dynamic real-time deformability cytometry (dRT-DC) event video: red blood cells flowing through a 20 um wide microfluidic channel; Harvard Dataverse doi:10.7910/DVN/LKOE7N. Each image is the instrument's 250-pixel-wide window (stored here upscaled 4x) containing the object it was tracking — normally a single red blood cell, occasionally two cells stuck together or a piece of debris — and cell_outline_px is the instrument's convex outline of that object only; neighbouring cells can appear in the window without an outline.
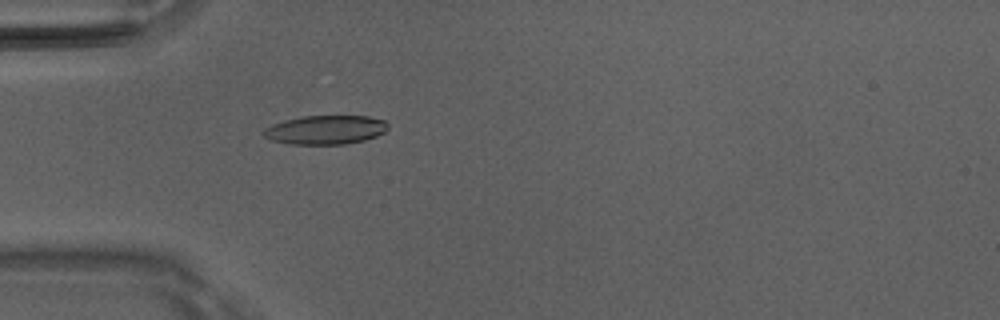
{"species": "Egyptian fruit bat (a non-hibernating species)", "species_latin": "Rousettus aegyptiacus", "temperature_condition": "room temperature", "stored_images_in_passage": 41, "camera_frame_rate_fps": 3000, "um_per_image_px": 0.085, "animal": {"sex": "male"}, "frame": {"image": 1, "passage_image": 11, "time_ms": 3.333, "image_size_px": [1000, 320], "cell_outline_px": [[388, 128], [384, 132], [376, 136], [364, 140], [344, 144], [292, 144], [272, 140], [264, 136], [260, 132], [264, 128], [272, 124], [284, 120], [304, 116], [368, 116], [384, 120], [388, 124]], "centroid_in_image_um": [27.65, 11.03], "position_along_channel_um": 57.3, "area_um2": 20.98}}
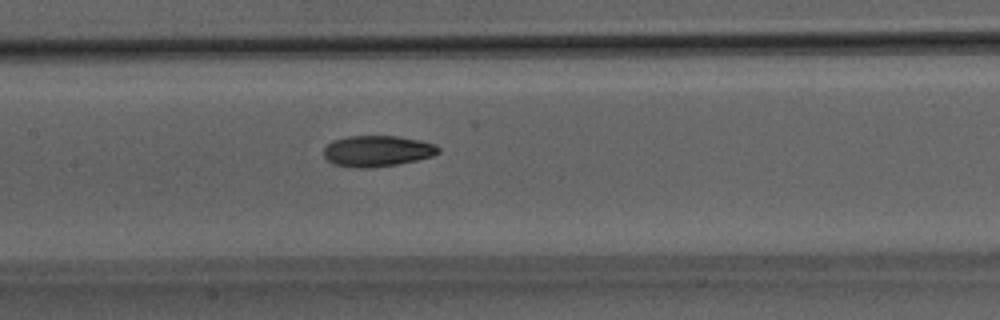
{"frame": {"image": 2, "passage_image": 20, "time_ms": 6.333, "image_size_px": [1000, 320], "cell_outline_px": [[440, 152], [432, 156], [416, 160], [396, 164], [372, 168], [356, 168], [332, 164], [324, 156], [324, 148], [332, 140], [348, 136], [396, 136], [420, 140], [436, 144], [440, 148]], "centroid_in_image_um": [32.06, 12.84], "position_along_channel_um": 175.3, "area_um2": 20.81}}
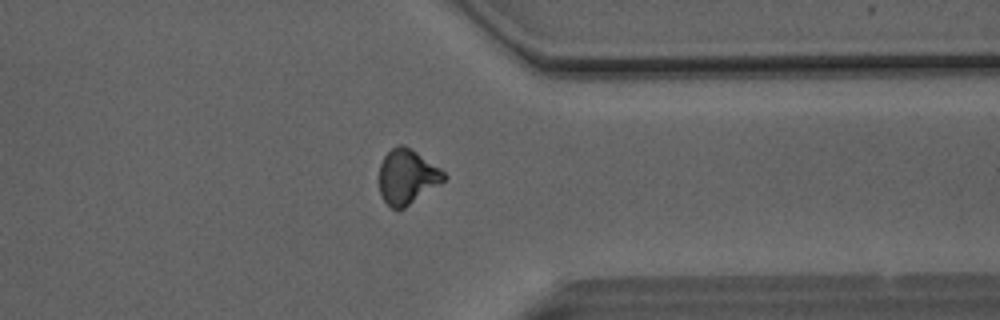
{"frame": {"image": 3, "passage_image": 35, "time_ms": 11.333, "image_size_px": [1000, 320], "cell_outline_px": [[448, 176], [444, 180], [404, 208], [392, 208], [380, 196], [380, 164], [384, 156], [392, 148], [400, 144], [404, 144], [440, 168]], "centroid_in_image_um": [34.59, 15.0], "position_along_channel_um": 376.8, "area_um2": 20.23}}